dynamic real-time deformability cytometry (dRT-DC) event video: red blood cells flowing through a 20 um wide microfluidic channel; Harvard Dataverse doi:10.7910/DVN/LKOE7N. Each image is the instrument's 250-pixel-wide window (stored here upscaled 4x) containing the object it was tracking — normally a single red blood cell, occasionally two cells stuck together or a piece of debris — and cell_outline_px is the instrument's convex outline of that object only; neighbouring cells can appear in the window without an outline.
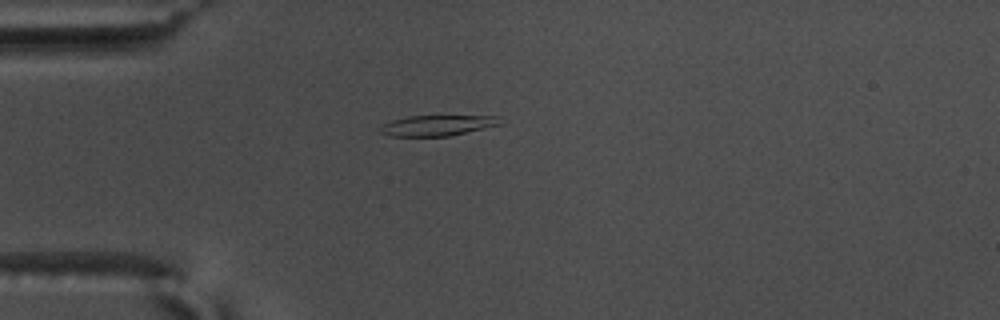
{"species": "common noctule bat (a hibernating species)", "species_latin": "Nyctalus noctula", "temperature_condition": "warm", "stored_images_in_passage": 41, "camera_frame_rate_fps": 3000, "um_per_image_px": 0.085, "animal": {"sex": "male", "body_mass_g": 17.5, "forearm_length_mm": 52.3}, "frame": {"image": 1, "passage_image": 1, "time_ms": 0.0, "image_size_px": [1000, 320], "cell_outline_px": [[504, 124], [448, 136], [388, 136], [380, 132], [380, 128], [384, 124], [392, 120], [408, 116], [500, 116]], "centroid_in_image_um": [37.22, 10.66], "position_along_channel_um": 47.8, "area_um2": 14.39}}
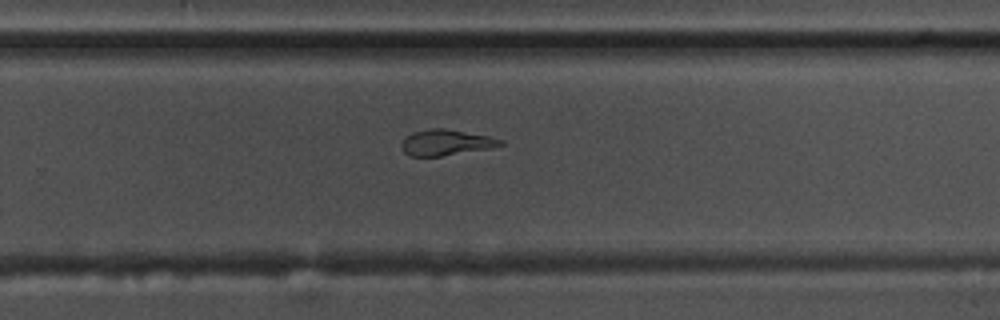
{"frame": {"image": 2, "passage_image": 22, "time_ms": 7.0, "image_size_px": [1000, 320], "cell_outline_px": [[504, 144], [492, 148], [440, 156], [408, 156], [400, 148], [400, 144], [412, 132], [428, 128], [444, 128], [488, 136], [504, 140]], "centroid_in_image_um": [37.89, 12.11], "position_along_channel_um": 291.9, "area_um2": 14.91}}
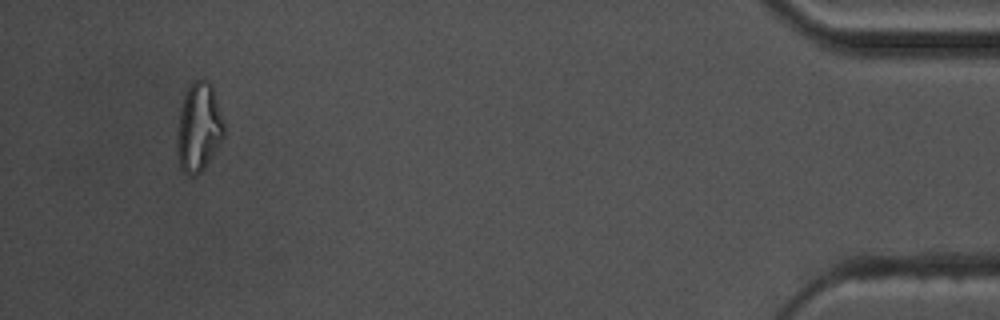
{"frame": {"image": 3, "passage_image": 38, "time_ms": 12.333, "image_size_px": [1000, 320], "cell_outline_px": [[224, 136], [200, 172], [196, 176], [188, 176], [184, 172], [180, 164], [176, 152], [176, 136], [180, 108], [188, 84], [192, 80], [204, 80], [212, 84], [224, 120]], "centroid_in_image_um": [16.87, 10.79], "position_along_channel_um": 418.3, "area_um2": 24.39}, "authors_computed_cell_mechanics": {"area_um2": 15.4326, "velocity_mm_per_s": 3.7127, "shape_relaxation_time_tau1_ms": 5.3184, "shape_relaxation_time_tau2_ms": 3.3809, "deformation_change_tau1": 0.2043, "deformation_change_tau2": 0.1259}}